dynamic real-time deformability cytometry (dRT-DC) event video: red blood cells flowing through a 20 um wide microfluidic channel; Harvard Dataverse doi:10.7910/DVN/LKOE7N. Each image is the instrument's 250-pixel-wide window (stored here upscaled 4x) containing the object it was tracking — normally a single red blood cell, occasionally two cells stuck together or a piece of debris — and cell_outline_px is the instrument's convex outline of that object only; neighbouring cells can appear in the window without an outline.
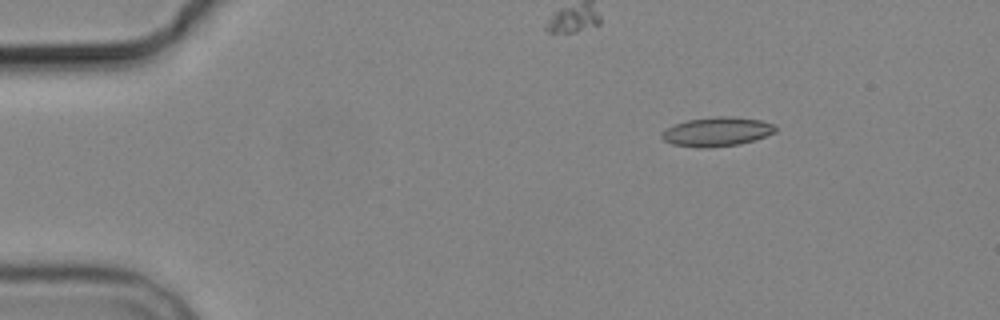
{"species": "common noctule bat (a hibernating species)", "species_latin": "Nyctalus noctula", "temperature_condition": "cold", "stored_images_in_passage": 5, "camera_frame_rate_fps": 3000, "um_per_image_px": 0.085, "animal": {"sex": "male", "body_mass_g": 19.2, "forearm_length_mm": 51.8}, "frame": {"image": 1, "passage_image": 3, "time_ms": 2.333, "image_size_px": [1000, 320], "cell_outline_px": [[776, 132], [740, 144], [708, 148], [700, 148], [672, 144], [664, 140], [660, 136], [668, 128], [676, 124], [688, 120], [716, 116], [732, 116], [760, 120], [776, 124]], "centroid_in_image_um": [60.97, 11.19], "position_along_channel_um": 24.0, "area_um2": 19.19}}